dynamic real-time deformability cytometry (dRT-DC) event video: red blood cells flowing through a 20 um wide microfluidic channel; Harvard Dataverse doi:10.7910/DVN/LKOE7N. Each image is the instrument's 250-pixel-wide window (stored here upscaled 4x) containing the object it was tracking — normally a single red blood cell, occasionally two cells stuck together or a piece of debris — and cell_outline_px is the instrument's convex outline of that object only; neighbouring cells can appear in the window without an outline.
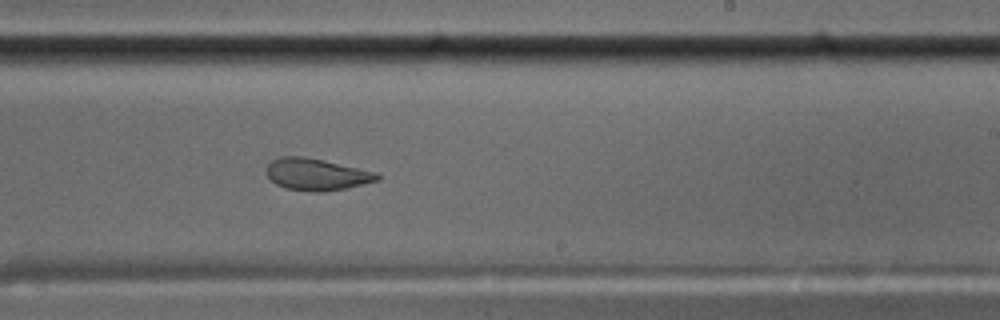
{"species": "common noctule bat (a hibernating species)", "species_latin": "Nyctalus noctula", "temperature_condition": "cold", "stored_images_in_passage": 44, "camera_frame_rate_fps": 3000, "um_per_image_px": 0.085, "animal": {"sex": "male", "body_mass_g": 17.5, "forearm_length_mm": 52.3}, "frame": {"image": 1, "passage_image": 25, "time_ms": 8.0, "image_size_px": [1000, 320], "cell_outline_px": [[380, 180], [344, 188], [316, 192], [312, 192], [284, 188], [276, 184], [264, 172], [268, 164], [272, 160], [280, 156], [304, 156], [324, 160], [376, 172], [380, 176]], "centroid_in_image_um": [26.86, 14.81], "position_along_channel_um": 262.1, "area_um2": 20.52}}